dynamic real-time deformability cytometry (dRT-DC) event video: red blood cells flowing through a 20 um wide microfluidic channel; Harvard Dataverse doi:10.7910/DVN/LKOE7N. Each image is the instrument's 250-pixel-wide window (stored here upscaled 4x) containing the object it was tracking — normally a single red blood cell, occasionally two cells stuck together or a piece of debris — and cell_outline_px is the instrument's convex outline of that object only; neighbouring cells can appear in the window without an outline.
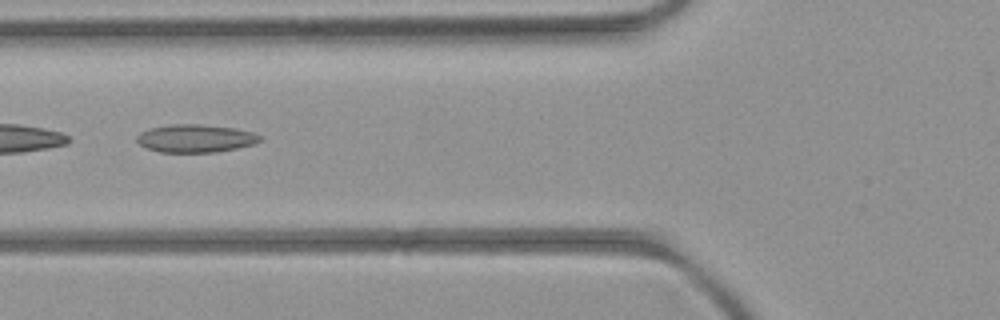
{"species": "common noctule bat (a hibernating species)", "species_latin": "Nyctalus noctula", "temperature_condition": "room temperature", "stored_images_in_passage": 3, "camera_frame_rate_fps": 3000, "um_per_image_px": 0.085, "animal": {"sex": "female", "body_mass_g": 21.9}, "frame": {"image": 1, "passage_image": 3, "time_ms": 2.0, "image_size_px": [1000, 320], "cell_outline_px": [[260, 140], [252, 144], [236, 148], [216, 152], [160, 152], [144, 148], [136, 140], [136, 136], [140, 132], [152, 128], [172, 124], [200, 124], [232, 128], [252, 132], [260, 136]], "centroid_in_image_um": [16.55, 11.77], "position_along_channel_um": 109.2, "area_um2": 19.83}}